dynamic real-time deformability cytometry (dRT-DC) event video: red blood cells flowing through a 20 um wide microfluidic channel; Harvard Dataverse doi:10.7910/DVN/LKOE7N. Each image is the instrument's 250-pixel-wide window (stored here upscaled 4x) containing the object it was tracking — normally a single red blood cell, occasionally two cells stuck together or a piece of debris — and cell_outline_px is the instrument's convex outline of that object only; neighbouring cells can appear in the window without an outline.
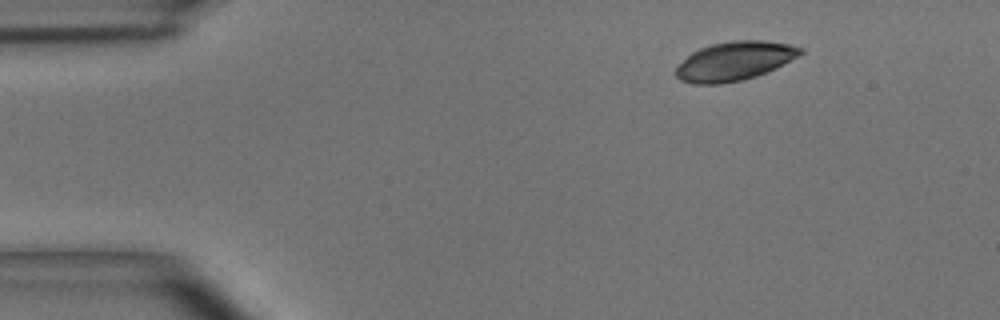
{"species": "common noctule bat (a hibernating species)", "species_latin": "Nyctalus noctula", "temperature_condition": "room temperature", "stored_images_in_passage": 4, "camera_frame_rate_fps": 3000, "um_per_image_px": 0.085, "animal": {"sex": "male", "body_mass_g": 15.6}, "frame": {"image": 1, "passage_image": 4, "time_ms": 1.0, "image_size_px": [1000, 320], "cell_outline_px": [[804, 52], [776, 68], [756, 76], [740, 80], [720, 84], [692, 84], [680, 80], [672, 72], [692, 52], [700, 48], [712, 44], [732, 40], [764, 40], [788, 44], [804, 48]], "centroid_in_image_um": [62.42, 5.19], "position_along_channel_um": 22.6, "area_um2": 28.15}}